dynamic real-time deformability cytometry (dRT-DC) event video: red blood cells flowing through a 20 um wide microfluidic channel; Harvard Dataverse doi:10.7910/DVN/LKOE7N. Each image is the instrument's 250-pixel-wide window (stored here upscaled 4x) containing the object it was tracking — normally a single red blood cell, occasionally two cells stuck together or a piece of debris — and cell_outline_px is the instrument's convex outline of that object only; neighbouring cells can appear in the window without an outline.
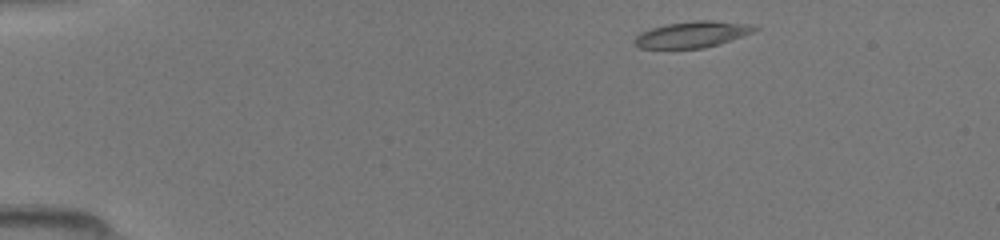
{"species": "common noctule bat (a hibernating species)", "species_latin": "Nyctalus noctula", "temperature_condition": "room temperature", "stored_images_in_passage": 41, "camera_frame_rate_fps": 3000, "um_per_image_px": 0.085, "animal": {"sex": "female", "body_mass_g": 19.5, "forearm_length_mm": 54.1}, "frame": {"image": 1, "passage_image": 1, "time_ms": 0.0, "image_size_px": [1000, 240], "cell_outline_px": [[760, 28], [752, 32], [720, 44], [704, 48], [640, 48], [632, 40], [640, 32], [652, 28], [668, 24], [692, 20], [712, 20], [752, 24]], "centroid_in_image_um": [58.85, 2.92], "position_along_channel_um": 26.1, "area_um2": 18.32}}
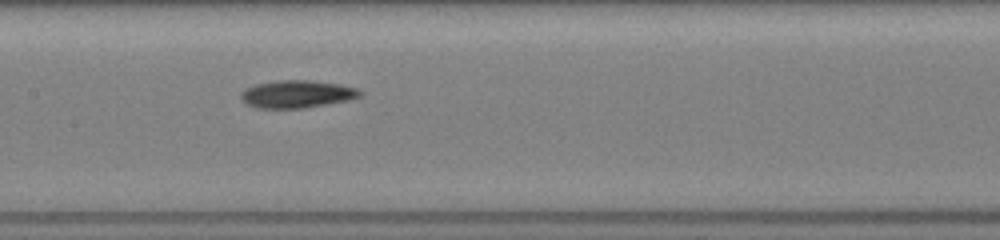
{"frame": {"image": 2, "passage_image": 18, "time_ms": 5.667, "image_size_px": [1000, 240], "cell_outline_px": [[364, 92], [360, 96], [348, 100], [304, 108], [256, 108], [248, 104], [240, 96], [240, 92], [244, 88], [256, 84], [280, 80], [312, 80], [340, 84], [356, 88]], "centroid_in_image_um": [25.24, 7.99], "position_along_channel_um": 182.2, "area_um2": 19.13}}
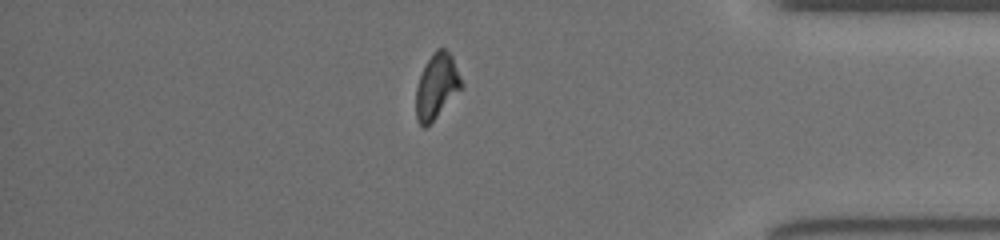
{"frame": {"image": 3, "passage_image": 35, "time_ms": 11.333, "image_size_px": [1000, 240], "cell_outline_px": [[464, 84], [436, 116], [424, 128], [416, 120], [416, 88], [420, 76], [432, 52], [436, 48], [444, 48], [452, 56]], "centroid_in_image_um": [37.11, 7.29], "position_along_channel_um": 398.1, "area_um2": 16.76}}